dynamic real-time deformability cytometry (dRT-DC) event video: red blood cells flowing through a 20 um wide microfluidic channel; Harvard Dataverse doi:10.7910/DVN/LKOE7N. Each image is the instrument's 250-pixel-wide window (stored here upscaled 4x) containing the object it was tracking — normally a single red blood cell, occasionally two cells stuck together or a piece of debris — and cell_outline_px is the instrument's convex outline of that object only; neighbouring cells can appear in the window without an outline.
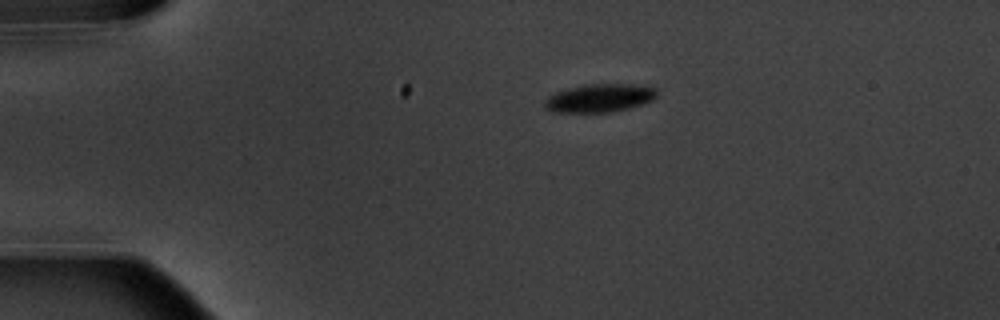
{"species": "common noctule bat (a hibernating species)", "species_latin": "Nyctalus noctula", "temperature_condition": "warm", "stored_images_in_passage": 5, "camera_frame_rate_fps": 3000, "um_per_image_px": 0.085, "animal": {"sex": "male", "body_mass_g": 20.1, "forearm_length_mm": 53.5}, "frame": {"image": 1, "passage_image": 1, "time_ms": 0.0, "image_size_px": [1000, 320], "cell_outline_px": [[656, 96], [652, 100], [628, 108], [612, 112], [552, 112], [544, 104], [544, 100], [548, 96], [556, 92], [588, 84], [632, 84], [656, 88]], "centroid_in_image_um": [50.96, 8.34], "position_along_channel_um": 34.0, "area_um2": 18.15}}
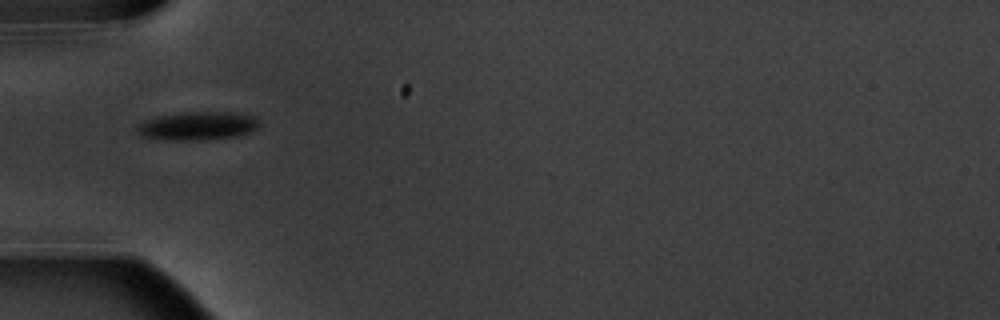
{"frame": {"image": 2, "passage_image": 3, "time_ms": 2.333, "image_size_px": [1000, 320], "cell_outline_px": [[260, 124], [256, 128], [248, 132], [236, 136], [200, 140], [172, 140], [144, 136], [136, 132], [136, 124], [156, 116], [184, 112], [232, 112], [252, 116]], "centroid_in_image_um": [16.75, 10.69], "position_along_channel_um": 68.3, "area_um2": 20.0}}